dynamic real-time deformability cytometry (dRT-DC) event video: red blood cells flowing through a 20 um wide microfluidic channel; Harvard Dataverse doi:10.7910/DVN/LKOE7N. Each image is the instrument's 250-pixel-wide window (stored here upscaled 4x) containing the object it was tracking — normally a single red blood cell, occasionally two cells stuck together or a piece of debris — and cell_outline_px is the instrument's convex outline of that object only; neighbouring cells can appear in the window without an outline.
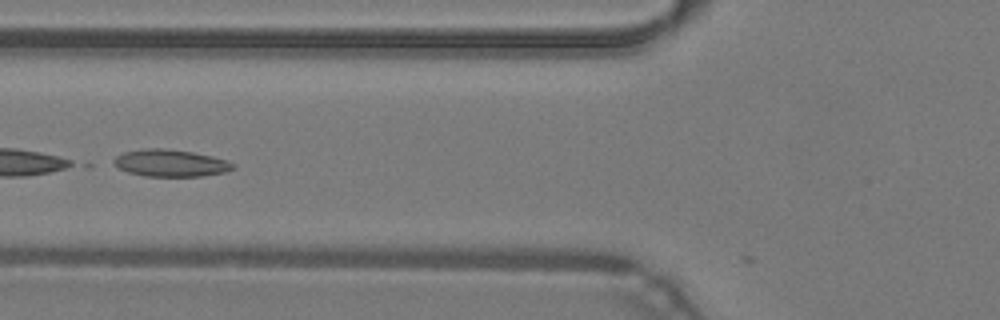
{"species": "common noctule bat (a hibernating species)", "species_latin": "Nyctalus noctula", "temperature_condition": "warm", "stored_images_in_passage": 26, "camera_frame_rate_fps": 3000, "um_per_image_px": 0.085, "animal": {"sex": "male", "body_mass_g": 19.2, "forearm_length_mm": 51.8}, "frame": {"image": 1, "passage_image": 19, "time_ms": 6.0, "image_size_px": [1000, 320], "cell_outline_px": [[236, 164], [232, 168], [224, 172], [204, 176], [144, 176], [128, 172], [112, 164], [112, 160], [116, 156], [124, 152], [144, 148], [164, 148], [192, 152], [212, 156]], "centroid_in_image_um": [14.45, 13.86], "position_along_channel_um": 111.4, "area_um2": 18.73}}